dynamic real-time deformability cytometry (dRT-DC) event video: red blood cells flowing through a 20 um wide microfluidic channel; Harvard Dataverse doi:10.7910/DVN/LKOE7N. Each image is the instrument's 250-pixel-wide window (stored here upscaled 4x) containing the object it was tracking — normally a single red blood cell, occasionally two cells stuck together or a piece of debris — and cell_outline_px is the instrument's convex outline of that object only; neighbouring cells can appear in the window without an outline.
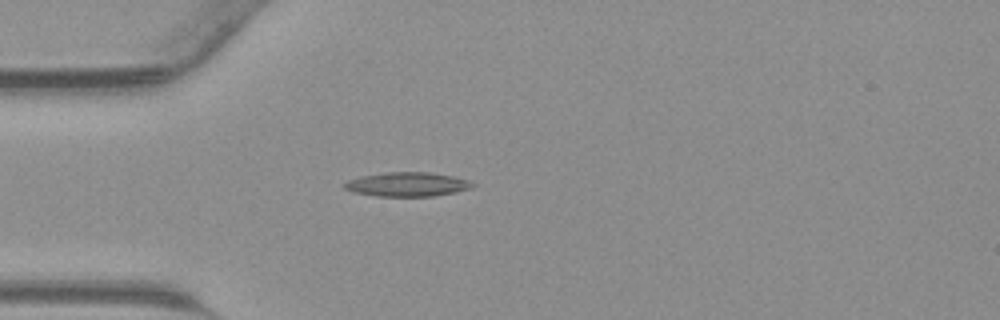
{"species": "common noctule bat (a hibernating species)", "species_latin": "Nyctalus noctula", "temperature_condition": "warm", "stored_images_in_passage": 33, "camera_frame_rate_fps": 3000, "um_per_image_px": 0.085, "animal": {"sex": "male", "body_mass_g": 23.1, "forearm_length_mm": 52.7}, "frame": {"image": 1, "passage_image": 1, "time_ms": 0.0, "image_size_px": [1000, 320], "cell_outline_px": [[476, 184], [472, 188], [456, 192], [432, 196], [376, 196], [352, 192], [344, 188], [344, 184], [348, 180], [360, 176], [384, 172], [428, 172], [452, 176], [468, 180]], "centroid_in_image_um": [34.61, 15.67], "position_along_channel_um": 50.4, "area_um2": 18.09}}
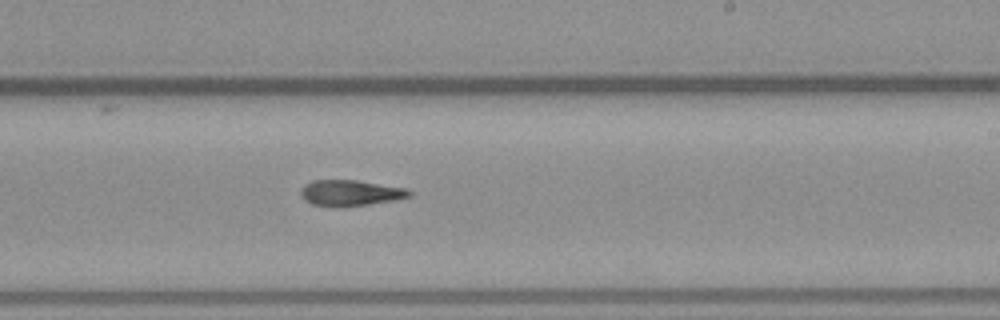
{"frame": {"image": 2, "passage_image": 15, "time_ms": 4.667, "image_size_px": [1000, 320], "cell_outline_px": [[412, 196], [396, 200], [368, 204], [312, 204], [304, 200], [300, 196], [300, 192], [304, 184], [312, 180], [356, 180], [408, 188], [412, 192]], "centroid_in_image_um": [29.83, 16.35], "position_along_channel_um": 259.2, "area_um2": 15.9}}
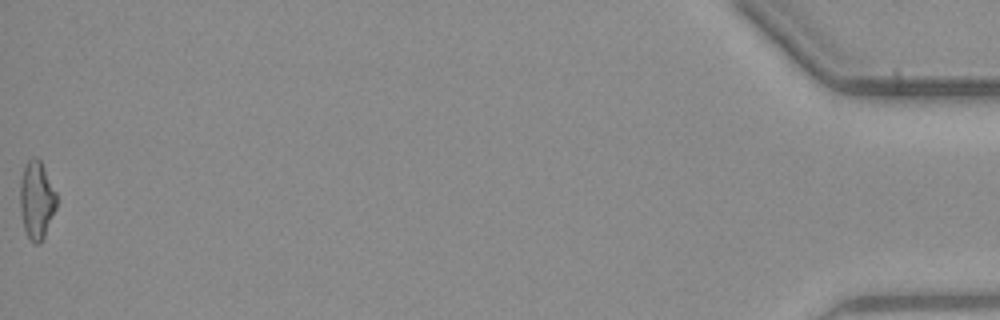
{"frame": {"image": 3, "passage_image": 33, "time_ms": 10.667, "image_size_px": [1000, 320], "cell_outline_px": [[56, 208], [44, 236], [40, 244], [36, 244], [28, 236], [24, 228], [20, 212], [20, 180], [24, 164], [28, 160], [36, 156], [40, 160], [56, 192]], "centroid_in_image_um": [3.09, 16.97], "position_along_channel_um": 432.1, "area_um2": 16.47}}